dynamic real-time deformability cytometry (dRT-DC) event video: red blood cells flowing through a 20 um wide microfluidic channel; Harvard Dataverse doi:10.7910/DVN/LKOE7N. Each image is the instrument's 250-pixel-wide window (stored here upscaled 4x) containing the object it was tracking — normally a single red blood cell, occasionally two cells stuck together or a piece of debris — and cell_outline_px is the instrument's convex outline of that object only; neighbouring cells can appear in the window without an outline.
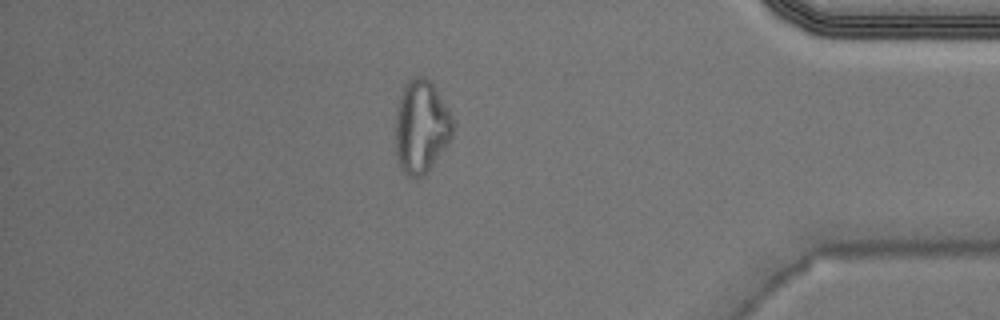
{"species": "Egyptian fruit bat (a non-hibernating species)", "species_latin": "Rousettus aegyptiacus", "temperature_condition": "warm", "stored_images_in_passage": 49, "camera_frame_rate_fps": 3000, "um_per_image_px": 0.085, "animal": {"sex": "male"}, "frame": {"image": 1, "passage_image": 42, "time_ms": 13.667, "image_size_px": [1000, 320], "cell_outline_px": [[456, 128], [448, 144], [428, 172], [424, 176], [412, 180], [404, 172], [396, 156], [396, 112], [400, 96], [408, 80], [416, 76], [424, 76], [432, 84], [448, 108], [456, 124]], "centroid_in_image_um": [35.83, 10.82], "position_along_channel_um": 399.4, "area_um2": 31.39}}
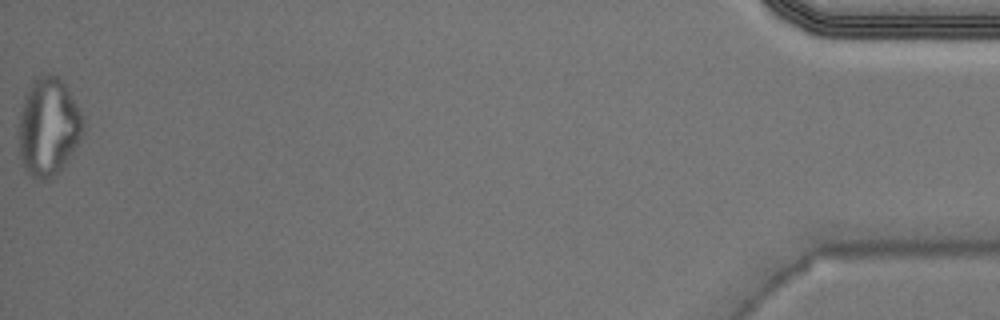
{"frame": {"image": 2, "passage_image": 49, "time_ms": 16.0, "image_size_px": [1000, 320], "cell_outline_px": [[84, 132], [68, 160], [52, 176], [44, 180], [36, 180], [24, 168], [20, 156], [20, 112], [24, 96], [32, 80], [36, 76], [56, 76], [64, 84], [76, 104], [84, 120]], "centroid_in_image_um": [4.11, 10.79], "position_along_channel_um": 431.1, "area_um2": 36.18}, "authors_computed_cell_mechanics": {"area_um2": 22.5998, "velocity_mm_per_s": 3.9923, "shape_relaxation_time_tau1_ms": null, "shape_relaxation_time_tau2_ms": 1.2528, "deformation_change_tau1": null, "deformation_change_tau2": 0.0844}}